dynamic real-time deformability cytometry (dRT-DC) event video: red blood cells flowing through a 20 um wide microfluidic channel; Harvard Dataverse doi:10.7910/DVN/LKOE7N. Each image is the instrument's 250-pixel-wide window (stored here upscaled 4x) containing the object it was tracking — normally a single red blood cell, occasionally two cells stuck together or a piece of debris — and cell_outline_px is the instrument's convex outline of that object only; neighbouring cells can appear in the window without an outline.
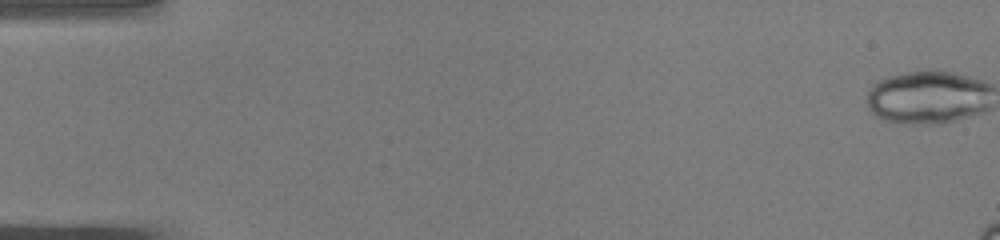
{"species": "common noctule bat (a hibernating species)", "species_latin": "Nyctalus noctula", "temperature_condition": "warm", "stored_images_in_passage": 11, "camera_frame_rate_fps": 3000, "um_per_image_px": 0.085, "animal": {"sex": "male", "body_mass_g": 19.0, "forearm_length_mm": 50.8}, "frame": {"image": 1, "passage_image": 1, "time_ms": 0.0, "image_size_px": [1000, 240], "cell_outline_px": [[984, 88], [960, 112], [948, 116], [892, 116], [880, 112], [872, 104], [872, 96], [876, 88], [880, 84], [888, 80], [908, 76], [952, 76], [980, 84]], "centroid_in_image_um": [78.59, 8.15], "position_along_channel_um": 6.4, "area_um2": 26.3}}